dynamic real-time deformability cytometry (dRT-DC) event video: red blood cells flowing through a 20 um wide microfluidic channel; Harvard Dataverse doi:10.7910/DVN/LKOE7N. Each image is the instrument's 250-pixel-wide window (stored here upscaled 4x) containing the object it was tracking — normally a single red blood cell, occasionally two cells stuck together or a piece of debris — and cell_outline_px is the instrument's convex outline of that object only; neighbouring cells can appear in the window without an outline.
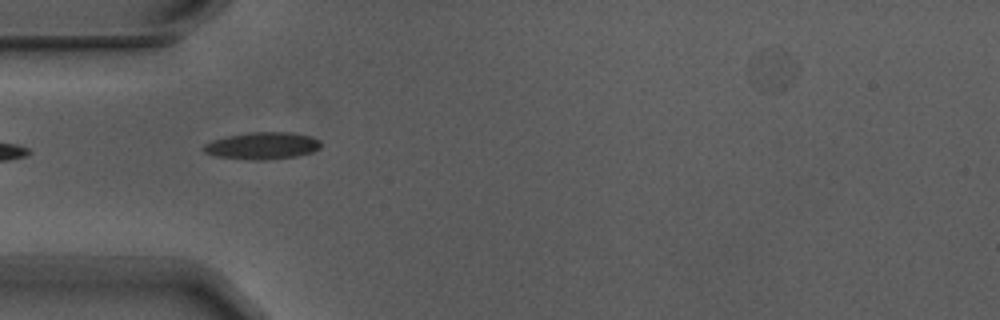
{"species": "Egyptian fruit bat (a non-hibernating species)", "species_latin": "Rousettus aegyptiacus", "temperature_condition": "warm", "stored_images_in_passage": 4, "camera_frame_rate_fps": 3000, "um_per_image_px": 0.085, "animal": {"sex": "male"}, "frame": {"image": 1, "passage_image": 2, "time_ms": 0.333, "image_size_px": [1000, 320], "cell_outline_px": [[320, 148], [312, 152], [300, 156], [268, 160], [252, 160], [216, 156], [204, 152], [204, 144], [212, 140], [228, 136], [252, 132], [288, 132], [312, 136], [320, 140]], "centroid_in_image_um": [22.34, 12.39], "position_along_channel_um": 62.7, "area_um2": 18.55}}
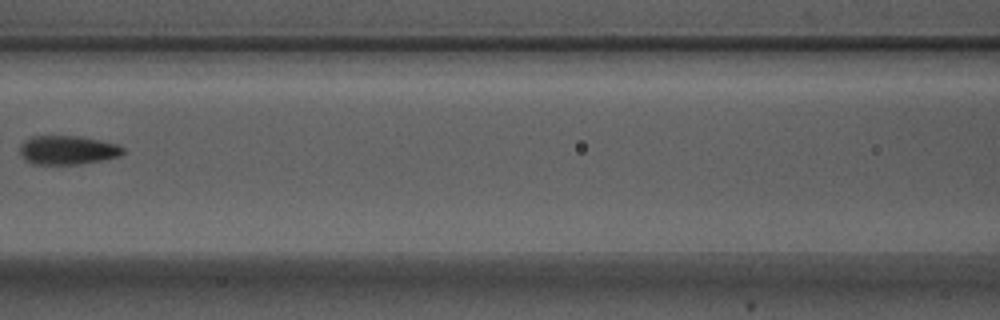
{"frame": {"image": 2, "passage_image": 4, "time_ms": 1.0, "image_size_px": [1000, 320], "cell_outline_px": [[124, 152], [120, 156], [104, 160], [80, 164], [32, 164], [24, 160], [20, 152], [20, 144], [24, 140], [32, 136], [80, 136], [100, 140], [116, 144], [124, 148]], "centroid_in_image_um": [5.73, 12.76], "position_along_channel_um": 160.9, "area_um2": 17.51}}